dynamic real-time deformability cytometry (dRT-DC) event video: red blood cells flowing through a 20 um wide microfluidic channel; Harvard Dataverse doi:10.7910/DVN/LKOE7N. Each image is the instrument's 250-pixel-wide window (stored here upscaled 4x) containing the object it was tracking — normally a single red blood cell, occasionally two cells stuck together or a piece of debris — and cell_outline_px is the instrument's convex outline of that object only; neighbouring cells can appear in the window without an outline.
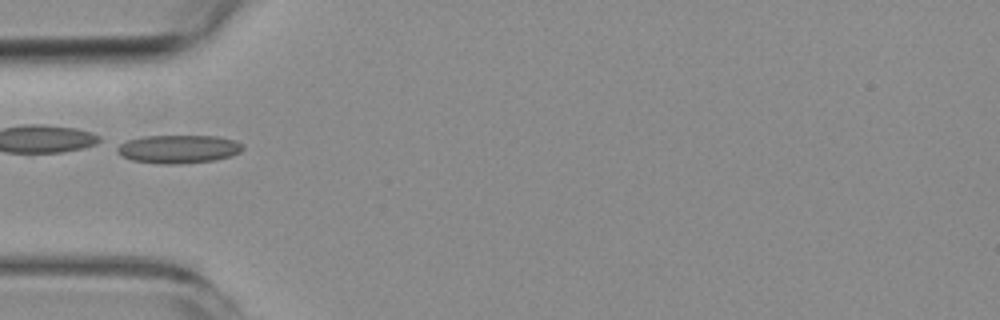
{"species": "common noctule bat (a hibernating species)", "species_latin": "Nyctalus noctula", "temperature_condition": "room temperature", "stored_images_in_passage": 6, "camera_frame_rate_fps": 3000, "um_per_image_px": 0.085, "animal": {"sex": "female", "body_mass_g": 19.3, "forearm_length_mm": 54.1}, "frame": {"image": 1, "passage_image": 6, "time_ms": 5.667, "image_size_px": [1000, 320], "cell_outline_px": [[244, 148], [240, 152], [232, 156], [216, 160], [180, 164], [160, 164], [132, 160], [120, 156], [116, 152], [116, 148], [120, 144], [128, 140], [144, 136], [216, 136], [236, 140], [244, 144]], "centroid_in_image_um": [15.19, 12.67], "position_along_channel_um": 69.8, "area_um2": 20.98}}